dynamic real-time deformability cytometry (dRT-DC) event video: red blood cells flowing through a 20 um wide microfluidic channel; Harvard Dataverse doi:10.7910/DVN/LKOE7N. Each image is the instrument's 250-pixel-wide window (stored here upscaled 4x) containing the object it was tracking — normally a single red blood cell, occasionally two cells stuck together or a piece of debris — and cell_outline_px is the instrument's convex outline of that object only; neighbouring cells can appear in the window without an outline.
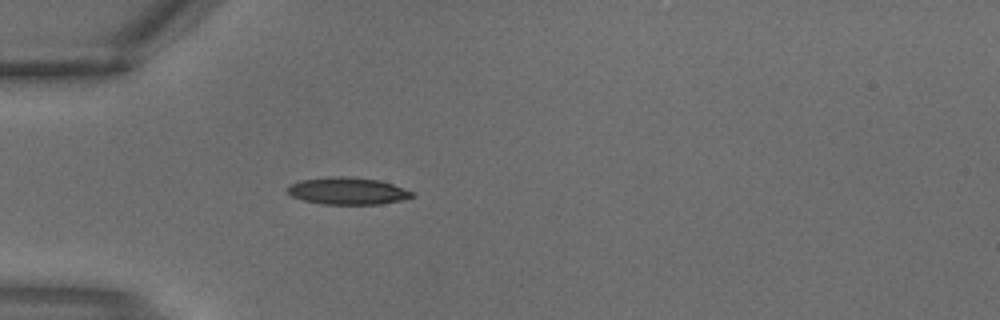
{"species": "common noctule bat (a hibernating species)", "species_latin": "Nyctalus noctula", "temperature_condition": "warm", "stored_images_in_passage": 1, "camera_frame_rate_fps": 3000, "um_per_image_px": 0.085, "animal": {"sex": "male", "body_mass_g": 18.8}, "frame": {"image": 1, "passage_image": 1, "time_ms": 0.0, "image_size_px": [1000, 320], "cell_outline_px": [[412, 196], [400, 200], [380, 204], [324, 204], [304, 200], [292, 196], [288, 192], [288, 184], [300, 180], [328, 176], [352, 176], [380, 180], [392, 184], [412, 192]], "centroid_in_image_um": [29.49, 16.21], "position_along_channel_um": 55.5, "area_um2": 19.59}}